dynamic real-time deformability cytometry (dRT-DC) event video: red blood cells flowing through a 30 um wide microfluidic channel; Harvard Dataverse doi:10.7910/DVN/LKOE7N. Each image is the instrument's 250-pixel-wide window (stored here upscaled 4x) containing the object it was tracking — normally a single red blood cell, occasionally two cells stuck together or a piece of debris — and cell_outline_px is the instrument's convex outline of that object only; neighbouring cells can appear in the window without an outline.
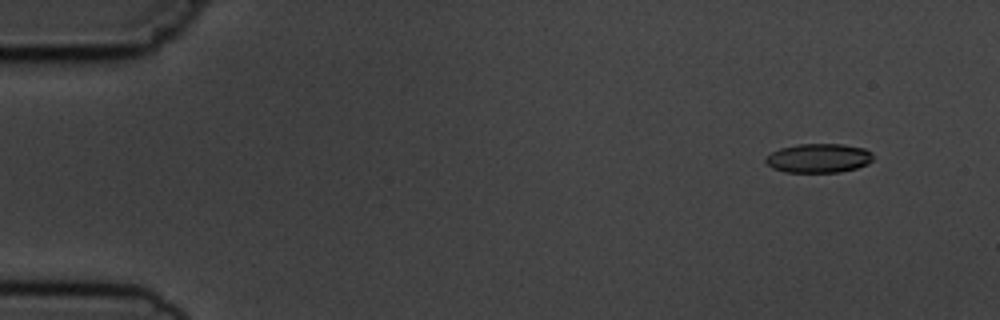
{"species": "common noctule bat (a hibernating species)", "species_latin": "Nyctalus noctula", "temperature_condition": "cold", "stored_images_in_passage": 5, "camera_frame_rate_fps": 3000, "um_per_image_px": 0.085, "animal": {"sex": "male", "body_mass_g": 19.5, "forearm_length_mm": 54.6}, "frame": {"image": 1, "passage_image": 2, "time_ms": 1.0, "image_size_px": [1000, 320], "cell_outline_px": [[872, 160], [868, 164], [856, 168], [840, 172], [784, 172], [772, 168], [764, 160], [772, 152], [780, 148], [796, 144], [844, 144], [864, 148], [872, 152]], "centroid_in_image_um": [69.59, 13.44], "position_along_channel_um": 15.4, "area_um2": 18.26}}
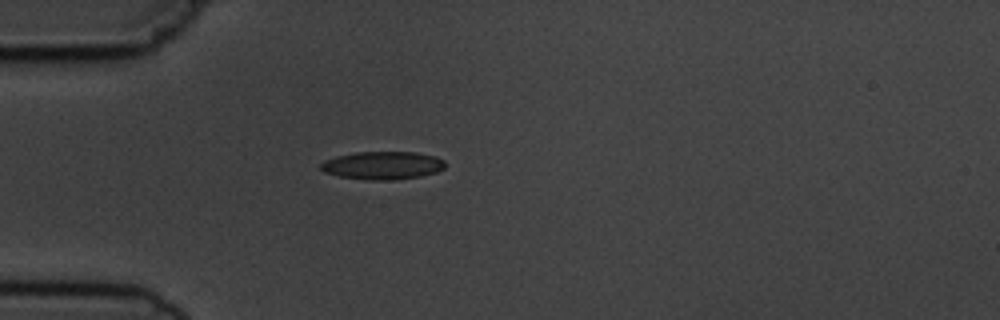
{"frame": {"image": 2, "passage_image": 5, "time_ms": 4.667, "image_size_px": [1000, 320], "cell_outline_px": [[444, 168], [436, 172], [420, 176], [396, 180], [368, 180], [340, 176], [324, 172], [320, 168], [320, 164], [324, 160], [336, 156], [356, 152], [416, 152], [436, 156], [444, 160]], "centroid_in_image_um": [32.52, 14.06], "position_along_channel_um": 52.5, "area_um2": 20.35}}